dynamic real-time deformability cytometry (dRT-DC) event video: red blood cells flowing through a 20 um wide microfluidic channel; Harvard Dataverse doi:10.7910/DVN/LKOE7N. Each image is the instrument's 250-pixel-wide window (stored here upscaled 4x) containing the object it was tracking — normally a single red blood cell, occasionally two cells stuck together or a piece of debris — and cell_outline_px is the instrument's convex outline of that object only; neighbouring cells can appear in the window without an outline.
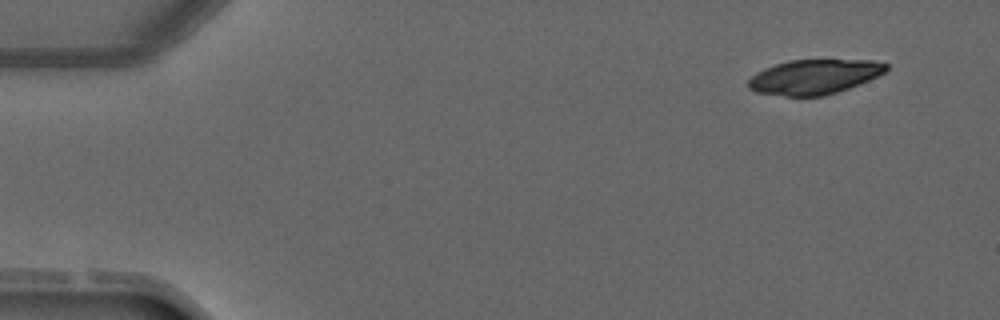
{"species": "common noctule bat (a hibernating species)", "species_latin": "Nyctalus noctula", "temperature_condition": "warm", "stored_images_in_passage": 4, "camera_frame_rate_fps": 3000, "um_per_image_px": 0.085, "animal": {"sex": "male", "forearm_length_mm": 52.5}, "frame": {"image": 1, "passage_image": 1, "time_ms": 0.0, "image_size_px": [1000, 320], "cell_outline_px": [[888, 68], [884, 72], [860, 84], [824, 96], [784, 96], [756, 92], [748, 88], [748, 80], [756, 72], [764, 68], [788, 60], [872, 60], [888, 64]], "centroid_in_image_um": [69.18, 6.53], "position_along_channel_um": 15.8, "area_um2": 27.8}}